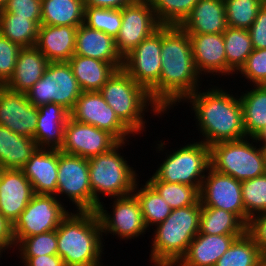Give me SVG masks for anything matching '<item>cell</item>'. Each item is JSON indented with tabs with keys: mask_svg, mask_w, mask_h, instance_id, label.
Segmentation results:
<instances>
[{
	"mask_svg": "<svg viewBox=\"0 0 266 266\" xmlns=\"http://www.w3.org/2000/svg\"><path fill=\"white\" fill-rule=\"evenodd\" d=\"M56 197L62 203L71 202L72 211H93L88 159L59 150Z\"/></svg>",
	"mask_w": 266,
	"mask_h": 266,
	"instance_id": "obj_11",
	"label": "cell"
},
{
	"mask_svg": "<svg viewBox=\"0 0 266 266\" xmlns=\"http://www.w3.org/2000/svg\"><path fill=\"white\" fill-rule=\"evenodd\" d=\"M82 92L68 62H49L42 78L26 96L36 107L55 103L71 112Z\"/></svg>",
	"mask_w": 266,
	"mask_h": 266,
	"instance_id": "obj_9",
	"label": "cell"
},
{
	"mask_svg": "<svg viewBox=\"0 0 266 266\" xmlns=\"http://www.w3.org/2000/svg\"><path fill=\"white\" fill-rule=\"evenodd\" d=\"M3 252H4V251L0 248V259H1V258L3 259V257H2V256H3V254H2ZM0 264L2 265L1 261H0Z\"/></svg>",
	"mask_w": 266,
	"mask_h": 266,
	"instance_id": "obj_55",
	"label": "cell"
},
{
	"mask_svg": "<svg viewBox=\"0 0 266 266\" xmlns=\"http://www.w3.org/2000/svg\"><path fill=\"white\" fill-rule=\"evenodd\" d=\"M70 117L112 134L119 142L130 141L135 134L118 118L99 91H84L76 100Z\"/></svg>",
	"mask_w": 266,
	"mask_h": 266,
	"instance_id": "obj_15",
	"label": "cell"
},
{
	"mask_svg": "<svg viewBox=\"0 0 266 266\" xmlns=\"http://www.w3.org/2000/svg\"><path fill=\"white\" fill-rule=\"evenodd\" d=\"M126 143L129 145L130 142H119L108 152L88 159L93 211L105 196L106 198L107 196L108 198H117L133 194L139 174L136 173V168L134 170L128 163L129 161L126 159L128 157L121 152L127 146Z\"/></svg>",
	"mask_w": 266,
	"mask_h": 266,
	"instance_id": "obj_7",
	"label": "cell"
},
{
	"mask_svg": "<svg viewBox=\"0 0 266 266\" xmlns=\"http://www.w3.org/2000/svg\"><path fill=\"white\" fill-rule=\"evenodd\" d=\"M210 161L213 169L239 181L266 173L265 154L254 137L212 144Z\"/></svg>",
	"mask_w": 266,
	"mask_h": 266,
	"instance_id": "obj_8",
	"label": "cell"
},
{
	"mask_svg": "<svg viewBox=\"0 0 266 266\" xmlns=\"http://www.w3.org/2000/svg\"><path fill=\"white\" fill-rule=\"evenodd\" d=\"M140 181L142 182V180L137 181L133 194L140 203L145 225L150 231L152 226L163 222L172 209L147 181L144 182L145 184H140Z\"/></svg>",
	"mask_w": 266,
	"mask_h": 266,
	"instance_id": "obj_34",
	"label": "cell"
},
{
	"mask_svg": "<svg viewBox=\"0 0 266 266\" xmlns=\"http://www.w3.org/2000/svg\"><path fill=\"white\" fill-rule=\"evenodd\" d=\"M167 202L171 209L196 205L200 201V187L164 181H147Z\"/></svg>",
	"mask_w": 266,
	"mask_h": 266,
	"instance_id": "obj_37",
	"label": "cell"
},
{
	"mask_svg": "<svg viewBox=\"0 0 266 266\" xmlns=\"http://www.w3.org/2000/svg\"><path fill=\"white\" fill-rule=\"evenodd\" d=\"M58 162L59 149L37 148L21 168L35 194L56 196Z\"/></svg>",
	"mask_w": 266,
	"mask_h": 266,
	"instance_id": "obj_21",
	"label": "cell"
},
{
	"mask_svg": "<svg viewBox=\"0 0 266 266\" xmlns=\"http://www.w3.org/2000/svg\"><path fill=\"white\" fill-rule=\"evenodd\" d=\"M67 62L83 92L99 91L118 70L111 63L75 54Z\"/></svg>",
	"mask_w": 266,
	"mask_h": 266,
	"instance_id": "obj_28",
	"label": "cell"
},
{
	"mask_svg": "<svg viewBox=\"0 0 266 266\" xmlns=\"http://www.w3.org/2000/svg\"><path fill=\"white\" fill-rule=\"evenodd\" d=\"M97 266H105V264L104 263H101L100 265H97ZM106 266H108V264Z\"/></svg>",
	"mask_w": 266,
	"mask_h": 266,
	"instance_id": "obj_56",
	"label": "cell"
},
{
	"mask_svg": "<svg viewBox=\"0 0 266 266\" xmlns=\"http://www.w3.org/2000/svg\"><path fill=\"white\" fill-rule=\"evenodd\" d=\"M213 84L209 82L208 86L204 85L205 89L199 88L182 103H188L189 108L191 107L189 110L194 113L196 130L200 133L198 140L211 146L221 141L245 138L243 110L238 91L233 94V89L228 90L223 85Z\"/></svg>",
	"mask_w": 266,
	"mask_h": 266,
	"instance_id": "obj_2",
	"label": "cell"
},
{
	"mask_svg": "<svg viewBox=\"0 0 266 266\" xmlns=\"http://www.w3.org/2000/svg\"><path fill=\"white\" fill-rule=\"evenodd\" d=\"M104 241L95 211H71L57 228V253L65 266L100 265Z\"/></svg>",
	"mask_w": 266,
	"mask_h": 266,
	"instance_id": "obj_3",
	"label": "cell"
},
{
	"mask_svg": "<svg viewBox=\"0 0 266 266\" xmlns=\"http://www.w3.org/2000/svg\"><path fill=\"white\" fill-rule=\"evenodd\" d=\"M240 93L246 137H255L266 126V85H252Z\"/></svg>",
	"mask_w": 266,
	"mask_h": 266,
	"instance_id": "obj_30",
	"label": "cell"
},
{
	"mask_svg": "<svg viewBox=\"0 0 266 266\" xmlns=\"http://www.w3.org/2000/svg\"><path fill=\"white\" fill-rule=\"evenodd\" d=\"M49 61L36 48H22L17 57L13 75L4 85L11 91L26 93L42 78Z\"/></svg>",
	"mask_w": 266,
	"mask_h": 266,
	"instance_id": "obj_27",
	"label": "cell"
},
{
	"mask_svg": "<svg viewBox=\"0 0 266 266\" xmlns=\"http://www.w3.org/2000/svg\"><path fill=\"white\" fill-rule=\"evenodd\" d=\"M74 54L111 63L117 69L123 68V58L116 50L115 39L84 23L77 28Z\"/></svg>",
	"mask_w": 266,
	"mask_h": 266,
	"instance_id": "obj_22",
	"label": "cell"
},
{
	"mask_svg": "<svg viewBox=\"0 0 266 266\" xmlns=\"http://www.w3.org/2000/svg\"><path fill=\"white\" fill-rule=\"evenodd\" d=\"M263 266H266V252L263 254Z\"/></svg>",
	"mask_w": 266,
	"mask_h": 266,
	"instance_id": "obj_53",
	"label": "cell"
},
{
	"mask_svg": "<svg viewBox=\"0 0 266 266\" xmlns=\"http://www.w3.org/2000/svg\"><path fill=\"white\" fill-rule=\"evenodd\" d=\"M189 36L193 59L201 76L205 75V78L211 76V83H216L214 81L216 76L217 81H220L219 78L222 76L228 79L223 33L189 34Z\"/></svg>",
	"mask_w": 266,
	"mask_h": 266,
	"instance_id": "obj_19",
	"label": "cell"
},
{
	"mask_svg": "<svg viewBox=\"0 0 266 266\" xmlns=\"http://www.w3.org/2000/svg\"><path fill=\"white\" fill-rule=\"evenodd\" d=\"M37 117L38 108L29 102L26 93L0 86V125L20 136L34 139Z\"/></svg>",
	"mask_w": 266,
	"mask_h": 266,
	"instance_id": "obj_18",
	"label": "cell"
},
{
	"mask_svg": "<svg viewBox=\"0 0 266 266\" xmlns=\"http://www.w3.org/2000/svg\"><path fill=\"white\" fill-rule=\"evenodd\" d=\"M201 207L223 209L236 214L246 225L249 221L242 200V181L209 167L200 190Z\"/></svg>",
	"mask_w": 266,
	"mask_h": 266,
	"instance_id": "obj_14",
	"label": "cell"
},
{
	"mask_svg": "<svg viewBox=\"0 0 266 266\" xmlns=\"http://www.w3.org/2000/svg\"><path fill=\"white\" fill-rule=\"evenodd\" d=\"M151 94L161 73V27L123 58L122 68Z\"/></svg>",
	"mask_w": 266,
	"mask_h": 266,
	"instance_id": "obj_16",
	"label": "cell"
},
{
	"mask_svg": "<svg viewBox=\"0 0 266 266\" xmlns=\"http://www.w3.org/2000/svg\"><path fill=\"white\" fill-rule=\"evenodd\" d=\"M7 3V0H0V11L3 10V8L5 7Z\"/></svg>",
	"mask_w": 266,
	"mask_h": 266,
	"instance_id": "obj_52",
	"label": "cell"
},
{
	"mask_svg": "<svg viewBox=\"0 0 266 266\" xmlns=\"http://www.w3.org/2000/svg\"><path fill=\"white\" fill-rule=\"evenodd\" d=\"M99 92L118 118L136 137L146 131L145 113H152V117L158 118L165 114L152 100L149 92L123 69L116 70Z\"/></svg>",
	"mask_w": 266,
	"mask_h": 266,
	"instance_id": "obj_5",
	"label": "cell"
},
{
	"mask_svg": "<svg viewBox=\"0 0 266 266\" xmlns=\"http://www.w3.org/2000/svg\"><path fill=\"white\" fill-rule=\"evenodd\" d=\"M77 28L40 25L35 47L49 62H67L75 53Z\"/></svg>",
	"mask_w": 266,
	"mask_h": 266,
	"instance_id": "obj_23",
	"label": "cell"
},
{
	"mask_svg": "<svg viewBox=\"0 0 266 266\" xmlns=\"http://www.w3.org/2000/svg\"><path fill=\"white\" fill-rule=\"evenodd\" d=\"M136 0H84L85 6L100 7L105 9H122Z\"/></svg>",
	"mask_w": 266,
	"mask_h": 266,
	"instance_id": "obj_50",
	"label": "cell"
},
{
	"mask_svg": "<svg viewBox=\"0 0 266 266\" xmlns=\"http://www.w3.org/2000/svg\"><path fill=\"white\" fill-rule=\"evenodd\" d=\"M38 108L34 141L38 148L60 149L70 112L63 106L48 103Z\"/></svg>",
	"mask_w": 266,
	"mask_h": 266,
	"instance_id": "obj_24",
	"label": "cell"
},
{
	"mask_svg": "<svg viewBox=\"0 0 266 266\" xmlns=\"http://www.w3.org/2000/svg\"><path fill=\"white\" fill-rule=\"evenodd\" d=\"M201 209L200 201L196 205L172 209L163 222L152 227L149 254L152 266H175L180 261L199 233Z\"/></svg>",
	"mask_w": 266,
	"mask_h": 266,
	"instance_id": "obj_4",
	"label": "cell"
},
{
	"mask_svg": "<svg viewBox=\"0 0 266 266\" xmlns=\"http://www.w3.org/2000/svg\"><path fill=\"white\" fill-rule=\"evenodd\" d=\"M22 48L0 33V86H4L13 75L18 53Z\"/></svg>",
	"mask_w": 266,
	"mask_h": 266,
	"instance_id": "obj_44",
	"label": "cell"
},
{
	"mask_svg": "<svg viewBox=\"0 0 266 266\" xmlns=\"http://www.w3.org/2000/svg\"><path fill=\"white\" fill-rule=\"evenodd\" d=\"M203 79L193 59L189 34L180 26H161V73L159 86L150 94L152 100L168 115L202 88Z\"/></svg>",
	"mask_w": 266,
	"mask_h": 266,
	"instance_id": "obj_1",
	"label": "cell"
},
{
	"mask_svg": "<svg viewBox=\"0 0 266 266\" xmlns=\"http://www.w3.org/2000/svg\"><path fill=\"white\" fill-rule=\"evenodd\" d=\"M199 0H150L161 26H180Z\"/></svg>",
	"mask_w": 266,
	"mask_h": 266,
	"instance_id": "obj_38",
	"label": "cell"
},
{
	"mask_svg": "<svg viewBox=\"0 0 266 266\" xmlns=\"http://www.w3.org/2000/svg\"><path fill=\"white\" fill-rule=\"evenodd\" d=\"M239 74L240 78L247 80L248 86L266 85V49H253L245 65L235 76Z\"/></svg>",
	"mask_w": 266,
	"mask_h": 266,
	"instance_id": "obj_43",
	"label": "cell"
},
{
	"mask_svg": "<svg viewBox=\"0 0 266 266\" xmlns=\"http://www.w3.org/2000/svg\"><path fill=\"white\" fill-rule=\"evenodd\" d=\"M41 21H32L9 12H0V33L21 48L35 47Z\"/></svg>",
	"mask_w": 266,
	"mask_h": 266,
	"instance_id": "obj_35",
	"label": "cell"
},
{
	"mask_svg": "<svg viewBox=\"0 0 266 266\" xmlns=\"http://www.w3.org/2000/svg\"><path fill=\"white\" fill-rule=\"evenodd\" d=\"M266 0H224L227 25L249 29Z\"/></svg>",
	"mask_w": 266,
	"mask_h": 266,
	"instance_id": "obj_39",
	"label": "cell"
},
{
	"mask_svg": "<svg viewBox=\"0 0 266 266\" xmlns=\"http://www.w3.org/2000/svg\"><path fill=\"white\" fill-rule=\"evenodd\" d=\"M118 143L119 141L107 131L69 117L65 126L64 142L59 150L90 159L108 152Z\"/></svg>",
	"mask_w": 266,
	"mask_h": 266,
	"instance_id": "obj_17",
	"label": "cell"
},
{
	"mask_svg": "<svg viewBox=\"0 0 266 266\" xmlns=\"http://www.w3.org/2000/svg\"><path fill=\"white\" fill-rule=\"evenodd\" d=\"M242 200L249 218L266 212V173L242 181Z\"/></svg>",
	"mask_w": 266,
	"mask_h": 266,
	"instance_id": "obj_41",
	"label": "cell"
},
{
	"mask_svg": "<svg viewBox=\"0 0 266 266\" xmlns=\"http://www.w3.org/2000/svg\"><path fill=\"white\" fill-rule=\"evenodd\" d=\"M34 194L31 182L21 169H0V213L12 224Z\"/></svg>",
	"mask_w": 266,
	"mask_h": 266,
	"instance_id": "obj_20",
	"label": "cell"
},
{
	"mask_svg": "<svg viewBox=\"0 0 266 266\" xmlns=\"http://www.w3.org/2000/svg\"><path fill=\"white\" fill-rule=\"evenodd\" d=\"M65 205L55 195L34 194L13 224L16 244L25 237L56 230L72 210Z\"/></svg>",
	"mask_w": 266,
	"mask_h": 266,
	"instance_id": "obj_12",
	"label": "cell"
},
{
	"mask_svg": "<svg viewBox=\"0 0 266 266\" xmlns=\"http://www.w3.org/2000/svg\"><path fill=\"white\" fill-rule=\"evenodd\" d=\"M246 224L234 213L223 209L202 207L199 233L243 236Z\"/></svg>",
	"mask_w": 266,
	"mask_h": 266,
	"instance_id": "obj_32",
	"label": "cell"
},
{
	"mask_svg": "<svg viewBox=\"0 0 266 266\" xmlns=\"http://www.w3.org/2000/svg\"><path fill=\"white\" fill-rule=\"evenodd\" d=\"M239 237L241 236L198 233L175 266H215Z\"/></svg>",
	"mask_w": 266,
	"mask_h": 266,
	"instance_id": "obj_25",
	"label": "cell"
},
{
	"mask_svg": "<svg viewBox=\"0 0 266 266\" xmlns=\"http://www.w3.org/2000/svg\"><path fill=\"white\" fill-rule=\"evenodd\" d=\"M262 148H263V151H264V154H265V161H266V145H262Z\"/></svg>",
	"mask_w": 266,
	"mask_h": 266,
	"instance_id": "obj_54",
	"label": "cell"
},
{
	"mask_svg": "<svg viewBox=\"0 0 266 266\" xmlns=\"http://www.w3.org/2000/svg\"><path fill=\"white\" fill-rule=\"evenodd\" d=\"M0 248L8 254L9 250L15 251L16 242L13 233V224L0 213ZM7 251V252H5Z\"/></svg>",
	"mask_w": 266,
	"mask_h": 266,
	"instance_id": "obj_48",
	"label": "cell"
},
{
	"mask_svg": "<svg viewBox=\"0 0 266 266\" xmlns=\"http://www.w3.org/2000/svg\"><path fill=\"white\" fill-rule=\"evenodd\" d=\"M180 27L188 34L223 33L228 27L224 0H199Z\"/></svg>",
	"mask_w": 266,
	"mask_h": 266,
	"instance_id": "obj_26",
	"label": "cell"
},
{
	"mask_svg": "<svg viewBox=\"0 0 266 266\" xmlns=\"http://www.w3.org/2000/svg\"><path fill=\"white\" fill-rule=\"evenodd\" d=\"M21 266H65L63 259L58 255H41L37 257H18Z\"/></svg>",
	"mask_w": 266,
	"mask_h": 266,
	"instance_id": "obj_49",
	"label": "cell"
},
{
	"mask_svg": "<svg viewBox=\"0 0 266 266\" xmlns=\"http://www.w3.org/2000/svg\"><path fill=\"white\" fill-rule=\"evenodd\" d=\"M246 233L264 254L266 252V212L249 219L246 226Z\"/></svg>",
	"mask_w": 266,
	"mask_h": 266,
	"instance_id": "obj_46",
	"label": "cell"
},
{
	"mask_svg": "<svg viewBox=\"0 0 266 266\" xmlns=\"http://www.w3.org/2000/svg\"><path fill=\"white\" fill-rule=\"evenodd\" d=\"M195 141L192 140L185 143L184 146L180 144L179 148L175 147L176 149L170 148L168 150H166V141L154 142L156 153L166 155L147 181H164L201 187L211 166L210 146L200 140L197 141V138Z\"/></svg>",
	"mask_w": 266,
	"mask_h": 266,
	"instance_id": "obj_6",
	"label": "cell"
},
{
	"mask_svg": "<svg viewBox=\"0 0 266 266\" xmlns=\"http://www.w3.org/2000/svg\"><path fill=\"white\" fill-rule=\"evenodd\" d=\"M215 266H263V253L245 233L233 242Z\"/></svg>",
	"mask_w": 266,
	"mask_h": 266,
	"instance_id": "obj_36",
	"label": "cell"
},
{
	"mask_svg": "<svg viewBox=\"0 0 266 266\" xmlns=\"http://www.w3.org/2000/svg\"><path fill=\"white\" fill-rule=\"evenodd\" d=\"M122 25L115 38L117 52L122 58L129 54L145 38L157 31V20L150 0H136L121 9Z\"/></svg>",
	"mask_w": 266,
	"mask_h": 266,
	"instance_id": "obj_13",
	"label": "cell"
},
{
	"mask_svg": "<svg viewBox=\"0 0 266 266\" xmlns=\"http://www.w3.org/2000/svg\"><path fill=\"white\" fill-rule=\"evenodd\" d=\"M0 12H9L32 21H41V0H7Z\"/></svg>",
	"mask_w": 266,
	"mask_h": 266,
	"instance_id": "obj_45",
	"label": "cell"
},
{
	"mask_svg": "<svg viewBox=\"0 0 266 266\" xmlns=\"http://www.w3.org/2000/svg\"><path fill=\"white\" fill-rule=\"evenodd\" d=\"M37 148L33 138L0 125V169H21Z\"/></svg>",
	"mask_w": 266,
	"mask_h": 266,
	"instance_id": "obj_29",
	"label": "cell"
},
{
	"mask_svg": "<svg viewBox=\"0 0 266 266\" xmlns=\"http://www.w3.org/2000/svg\"><path fill=\"white\" fill-rule=\"evenodd\" d=\"M84 14V0H41V25L79 26Z\"/></svg>",
	"mask_w": 266,
	"mask_h": 266,
	"instance_id": "obj_31",
	"label": "cell"
},
{
	"mask_svg": "<svg viewBox=\"0 0 266 266\" xmlns=\"http://www.w3.org/2000/svg\"><path fill=\"white\" fill-rule=\"evenodd\" d=\"M226 61L227 76L233 77L245 65L247 58L253 52L252 41L247 29L231 28L223 32ZM231 74V75H230Z\"/></svg>",
	"mask_w": 266,
	"mask_h": 266,
	"instance_id": "obj_33",
	"label": "cell"
},
{
	"mask_svg": "<svg viewBox=\"0 0 266 266\" xmlns=\"http://www.w3.org/2000/svg\"><path fill=\"white\" fill-rule=\"evenodd\" d=\"M16 257H37L41 255H56L57 229L41 234L25 237L16 244ZM19 254V255H18Z\"/></svg>",
	"mask_w": 266,
	"mask_h": 266,
	"instance_id": "obj_42",
	"label": "cell"
},
{
	"mask_svg": "<svg viewBox=\"0 0 266 266\" xmlns=\"http://www.w3.org/2000/svg\"><path fill=\"white\" fill-rule=\"evenodd\" d=\"M113 200L109 204L110 212L106 209V204L102 201L98 204L95 213L99 219L101 231L104 236H116L119 240L127 243L128 240H135L142 237L147 231L141 207L138 199L134 194L124 197L110 198ZM105 234V235H104ZM113 235V236H112Z\"/></svg>",
	"mask_w": 266,
	"mask_h": 266,
	"instance_id": "obj_10",
	"label": "cell"
},
{
	"mask_svg": "<svg viewBox=\"0 0 266 266\" xmlns=\"http://www.w3.org/2000/svg\"><path fill=\"white\" fill-rule=\"evenodd\" d=\"M254 139L260 146L266 145V126L258 132Z\"/></svg>",
	"mask_w": 266,
	"mask_h": 266,
	"instance_id": "obj_51",
	"label": "cell"
},
{
	"mask_svg": "<svg viewBox=\"0 0 266 266\" xmlns=\"http://www.w3.org/2000/svg\"><path fill=\"white\" fill-rule=\"evenodd\" d=\"M84 24L115 39L122 25L121 9L85 6Z\"/></svg>",
	"mask_w": 266,
	"mask_h": 266,
	"instance_id": "obj_40",
	"label": "cell"
},
{
	"mask_svg": "<svg viewBox=\"0 0 266 266\" xmlns=\"http://www.w3.org/2000/svg\"><path fill=\"white\" fill-rule=\"evenodd\" d=\"M248 32L253 49H266V2L259 9L257 17Z\"/></svg>",
	"mask_w": 266,
	"mask_h": 266,
	"instance_id": "obj_47",
	"label": "cell"
}]
</instances>
